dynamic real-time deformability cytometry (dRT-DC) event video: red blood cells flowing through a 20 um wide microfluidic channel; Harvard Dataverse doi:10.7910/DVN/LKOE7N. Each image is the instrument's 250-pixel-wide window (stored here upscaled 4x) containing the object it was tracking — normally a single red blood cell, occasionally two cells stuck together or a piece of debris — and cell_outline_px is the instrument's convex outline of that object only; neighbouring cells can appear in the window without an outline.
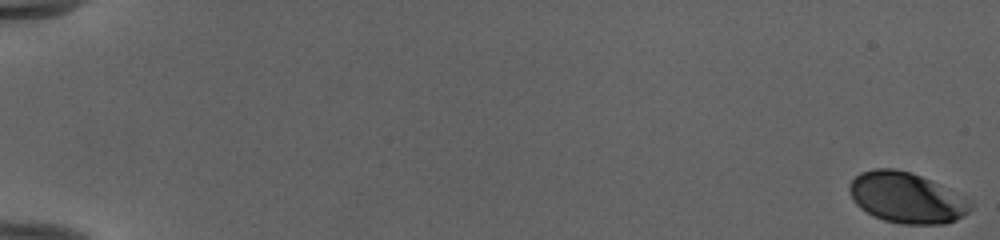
{"species": "human", "species_latin": "Homo sapiens", "temperature_condition": "cold", "stored_images_in_passage": 54, "camera_frame_rate_fps": 3000, "um_per_image_px": 0.085, "donor": {"sex": "female"}, "frame": {"image": 1, "passage_image": 1, "time_ms": 0.0, "image_size_px": [1000, 240], "cell_outline_px": [[972, 208], [964, 216], [956, 220], [944, 224], [904, 224], [884, 220], [872, 216], [860, 208], [856, 204], [848, 188], [852, 180], [860, 172], [876, 168], [896, 168], [912, 172], [972, 200]], "centroid_in_image_um": [77.06, 16.81], "position_along_channel_um": 7.9, "area_um2": 35.78}}
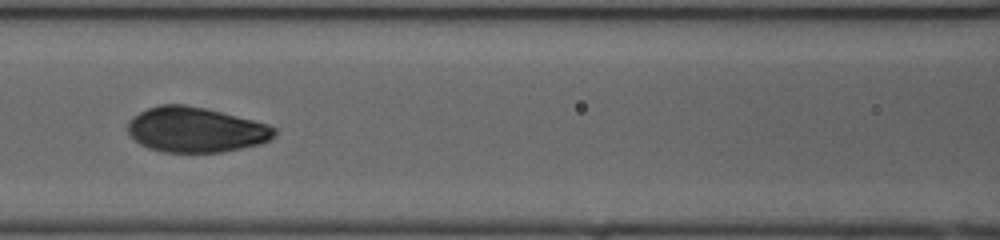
{"frame": {"image": 2, "passage_image": 27, "time_ms": 8.667, "image_size_px": [1000, 240], "cell_outline_px": [[276, 136], [260, 144], [220, 152], [164, 152], [148, 148], [140, 144], [128, 132], [128, 120], [132, 116], [148, 108], [160, 104], [184, 104], [204, 108], [268, 124], [276, 128]], "centroid_in_image_um": [16.62, 11.02], "position_along_channel_um": 150.0, "area_um2": 38.38}}
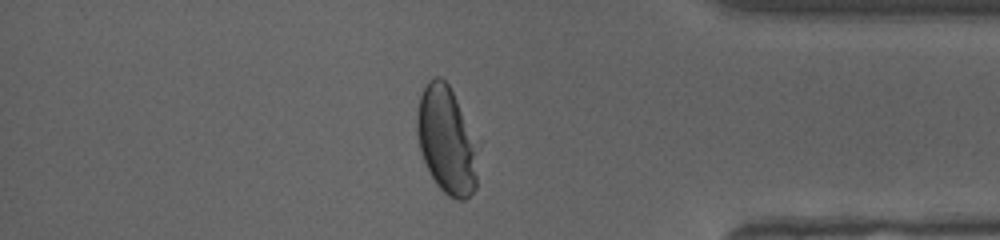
{"frame": {"image": 3, "passage_image": 47, "time_ms": 15.333, "image_size_px": [1000, 240], "cell_outline_px": [[480, 144], [476, 188], [464, 200], [456, 200], [448, 196], [436, 184], [424, 160], [420, 148], [416, 132], [416, 116], [420, 96], [428, 80], [436, 76], [440, 76], [448, 84], [480, 140]], "centroid_in_image_um": [38.02, 11.92], "position_along_channel_um": 397.2, "area_um2": 39.13}, "authors_computed_cell_mechanics": {"area_um2": 37.8879, "velocity_mm_per_s": 3.9732, "shape_relaxation_time_tau1_ms": 3.1392, "shape_relaxation_time_tau2_ms": null, "deformation_change_tau1": 0.1624, "deformation_change_tau2": null}}